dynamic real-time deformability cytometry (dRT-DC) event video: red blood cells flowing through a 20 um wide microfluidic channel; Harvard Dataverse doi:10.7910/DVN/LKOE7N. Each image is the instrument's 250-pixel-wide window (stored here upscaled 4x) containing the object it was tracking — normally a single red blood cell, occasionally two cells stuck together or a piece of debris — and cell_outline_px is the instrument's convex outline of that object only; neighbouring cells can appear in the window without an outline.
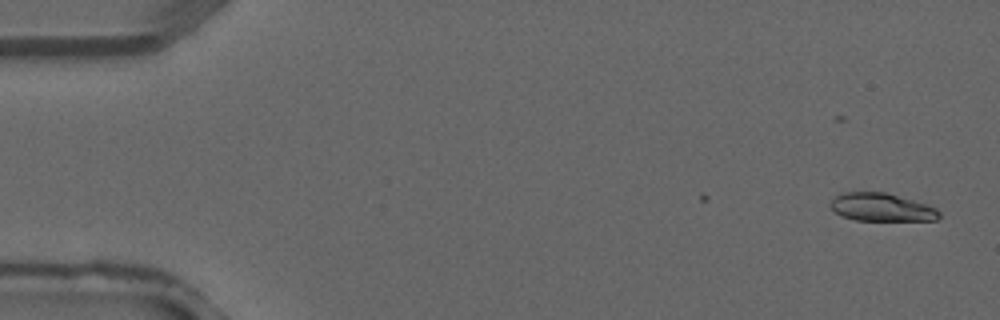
{"species": "common noctule bat (a hibernating species)", "species_latin": "Nyctalus noctula", "temperature_condition": "warm", "stored_images_in_passage": 2, "camera_frame_rate_fps": 3000, "um_per_image_px": 0.085, "animal": {"sex": "male", "forearm_length_mm": 52.5}, "frame": {"image": 1, "passage_image": 2, "time_ms": 0.333, "image_size_px": [1000, 320], "cell_outline_px": [[940, 216], [936, 220], [856, 220], [840, 216], [828, 204], [840, 192], [884, 192], [928, 204], [936, 208], [940, 212]], "centroid_in_image_um": [74.92, 17.61], "position_along_channel_um": 10.1, "area_um2": 17.74}}